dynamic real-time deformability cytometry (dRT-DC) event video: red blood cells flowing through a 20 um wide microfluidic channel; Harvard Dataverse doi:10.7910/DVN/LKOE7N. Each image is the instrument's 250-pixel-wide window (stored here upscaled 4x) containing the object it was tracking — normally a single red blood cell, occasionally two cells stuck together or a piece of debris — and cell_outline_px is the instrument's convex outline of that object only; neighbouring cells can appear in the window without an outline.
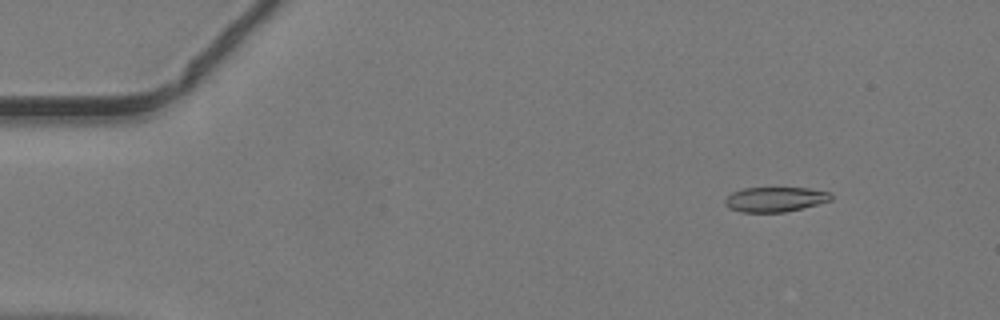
{"species": "common noctule bat (a hibernating species)", "species_latin": "Nyctalus noctula", "temperature_condition": "warm", "stored_images_in_passage": 43, "camera_frame_rate_fps": 3000, "um_per_image_px": 0.085, "animal": {"sex": "male", "body_mass_g": 19.2, "forearm_length_mm": 51.8}, "frame": {"image": 1, "passage_image": 1, "time_ms": 0.0, "image_size_px": [1000, 320], "cell_outline_px": [[832, 200], [784, 212], [740, 212], [728, 208], [724, 204], [724, 200], [732, 192], [744, 188], [808, 188], [828, 192], [832, 196]], "centroid_in_image_um": [65.83, 16.94], "position_along_channel_um": 19.2, "area_um2": 15.2}}
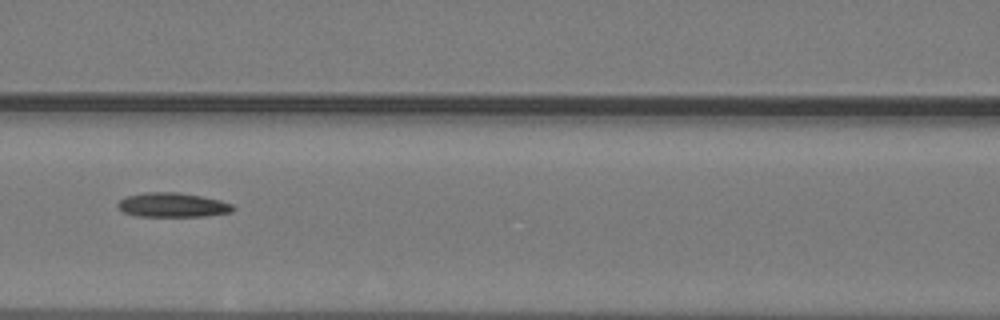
{"frame": {"image": 2, "passage_image": 17, "time_ms": 5.333, "image_size_px": [1000, 320], "cell_outline_px": [[236, 208], [232, 212], [208, 216], [136, 216], [124, 212], [116, 204], [120, 200], [128, 196], [144, 192], [180, 192], [220, 200], [232, 204]], "centroid_in_image_um": [14.7, 17.42], "position_along_channel_um": 151.9, "area_um2": 16.36}}
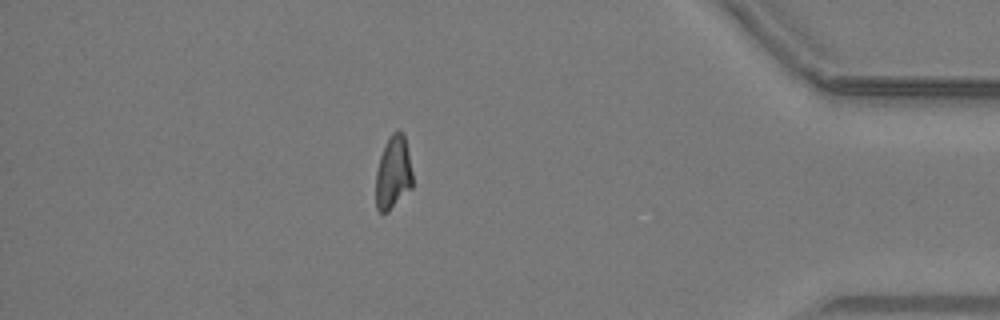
{"frame": {"image": 3, "passage_image": 37, "time_ms": 12.0, "image_size_px": [1000, 320], "cell_outline_px": [[412, 188], [388, 212], [380, 212], [376, 208], [376, 172], [380, 156], [392, 132], [404, 132], [412, 172]], "centroid_in_image_um": [33.42, 14.71], "position_along_channel_um": 401.8, "area_um2": 15.55}}